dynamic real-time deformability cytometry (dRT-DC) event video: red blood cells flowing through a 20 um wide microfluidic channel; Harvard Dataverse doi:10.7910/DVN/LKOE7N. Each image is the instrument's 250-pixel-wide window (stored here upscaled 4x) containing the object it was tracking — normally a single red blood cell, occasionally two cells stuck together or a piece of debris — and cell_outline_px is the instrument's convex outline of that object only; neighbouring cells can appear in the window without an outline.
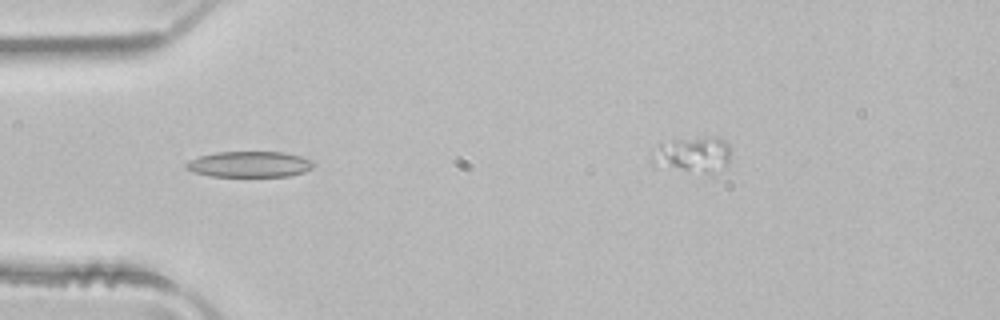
{"species": "common noctule bat (a hibernating species)", "species_latin": "Nyctalus noctula", "temperature_condition": "room temperature", "stored_images_in_passage": 5, "camera_frame_rate_fps": 3000, "um_per_image_px": 0.085, "animal": {"sex": "male", "body_mass_g": 21.5, "forearm_length_mm": 52.0}, "frame": {"image": 1, "passage_image": 3, "time_ms": 0.667, "image_size_px": [1000, 320], "cell_outline_px": [[316, 164], [312, 168], [304, 172], [288, 176], [212, 176], [192, 172], [184, 168], [184, 164], [188, 160], [200, 156], [216, 152], [284, 152], [300, 156], [312, 160]], "centroid_in_image_um": [21.19, 13.96], "position_along_channel_um": 63.8, "area_um2": 19.31}}
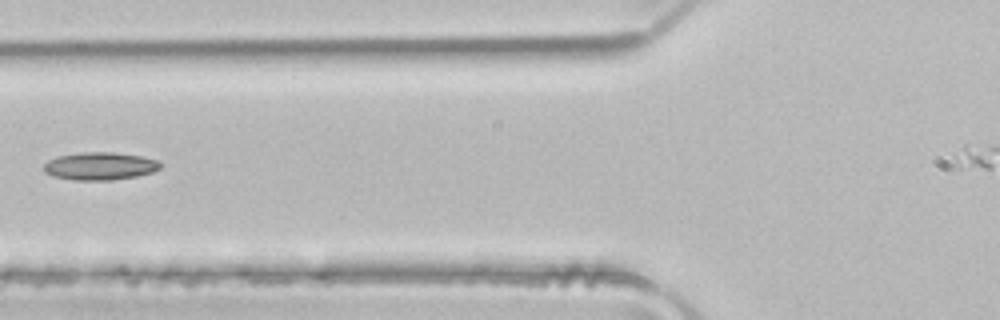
{"frame": {"image": 2, "passage_image": 4, "time_ms": 1.0, "image_size_px": [1000, 320], "cell_outline_px": [[160, 168], [152, 172], [136, 176], [112, 180], [76, 180], [52, 176], [44, 172], [44, 164], [48, 160], [56, 156], [80, 152], [112, 152], [140, 156], [160, 160]], "centroid_in_image_um": [8.47, 14.11], "position_along_channel_um": 117.3, "area_um2": 18.9}}